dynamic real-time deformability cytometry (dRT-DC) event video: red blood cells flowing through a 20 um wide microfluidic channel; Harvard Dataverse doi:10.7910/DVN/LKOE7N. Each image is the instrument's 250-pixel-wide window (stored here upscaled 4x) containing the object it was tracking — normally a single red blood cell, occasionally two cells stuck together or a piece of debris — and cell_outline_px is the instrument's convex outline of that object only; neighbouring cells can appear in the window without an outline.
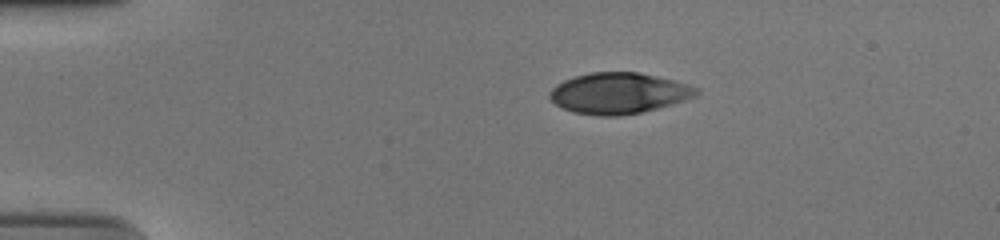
{"species": "human", "species_latin": "Homo sapiens", "temperature_condition": "cold", "stored_images_in_passage": 45, "camera_frame_rate_fps": 3000, "um_per_image_px": 0.085, "donor": {"sex": "male"}, "frame": {"image": 1, "passage_image": 1, "time_ms": 0.0, "image_size_px": [1000, 240], "cell_outline_px": [[700, 92], [696, 96], [684, 100], [656, 108], [640, 112], [616, 116], [600, 116], [572, 112], [556, 104], [548, 96], [548, 92], [556, 84], [564, 80], [576, 76], [592, 72], [636, 72], [656, 76], [688, 84], [700, 88]], "centroid_in_image_um": [52.58, 7.92], "position_along_channel_um": 32.4, "area_um2": 34.8}}
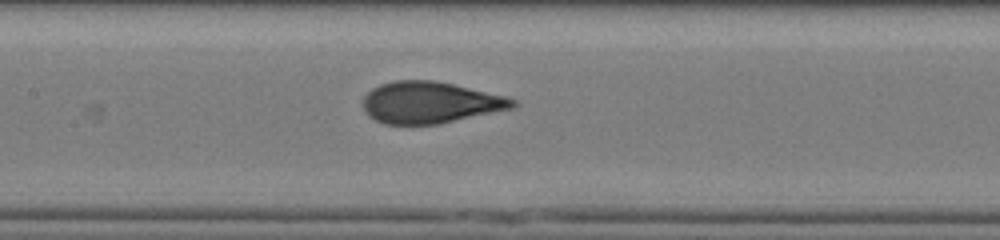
{"frame": {"image": 2, "passage_image": 17, "time_ms": 5.333, "image_size_px": [1000, 240], "cell_outline_px": [[520, 104], [512, 108], [440, 124], [384, 124], [368, 116], [364, 108], [364, 96], [372, 88], [380, 84], [392, 80], [436, 80], [504, 96], [516, 100]], "centroid_in_image_um": [36.55, 8.71], "position_along_channel_um": 170.9, "area_um2": 36.24}}
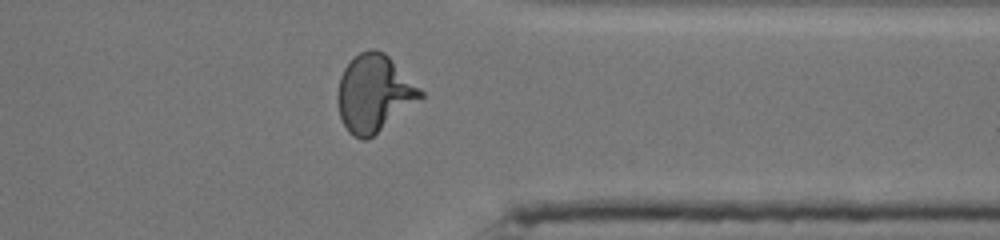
{"frame": {"image": 3, "passage_image": 34, "time_ms": 11.0, "image_size_px": [1000, 240], "cell_outline_px": [[424, 96], [368, 140], [360, 140], [352, 136], [348, 132], [340, 116], [336, 100], [336, 96], [340, 76], [344, 68], [360, 52], [368, 48], [376, 48], [384, 52], [424, 92]], "centroid_in_image_um": [31.77, 7.94], "position_along_channel_um": 379.6, "area_um2": 37.11}, "authors_computed_cell_mechanics": {"area_um2": 35.8938, "velocity_mm_per_s": 3.7623, "shape_relaxation_time_tau1_ms": 6.1814, "shape_relaxation_time_tau2_ms": null, "deformation_change_tau1": 0.2147, "deformation_change_tau2": null}}